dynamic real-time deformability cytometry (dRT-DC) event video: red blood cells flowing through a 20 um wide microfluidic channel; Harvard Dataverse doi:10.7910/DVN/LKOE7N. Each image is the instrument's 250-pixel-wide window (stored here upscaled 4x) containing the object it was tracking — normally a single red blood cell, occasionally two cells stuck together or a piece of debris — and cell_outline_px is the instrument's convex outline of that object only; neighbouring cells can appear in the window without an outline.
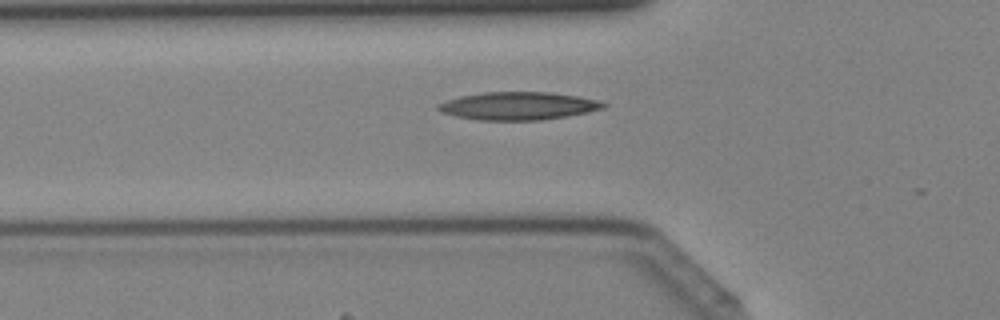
{"species": "Egyptian fruit bat (a non-hibernating species)", "species_latin": "Rousettus aegyptiacus", "temperature_condition": "cold", "stored_images_in_passage": 11, "camera_frame_rate_fps": 3000, "um_per_image_px": 0.085, "animal": {"sex": "female"}, "frame": {"image": 1, "passage_image": 10, "time_ms": 3.0, "image_size_px": [1000, 320], "cell_outline_px": [[608, 104], [604, 108], [564, 116], [540, 120], [480, 120], [456, 116], [440, 112], [436, 108], [436, 104], [460, 96], [484, 92], [552, 92], [600, 100]], "centroid_in_image_um": [44.02, 8.99], "position_along_channel_um": 81.8, "area_um2": 26.7}}